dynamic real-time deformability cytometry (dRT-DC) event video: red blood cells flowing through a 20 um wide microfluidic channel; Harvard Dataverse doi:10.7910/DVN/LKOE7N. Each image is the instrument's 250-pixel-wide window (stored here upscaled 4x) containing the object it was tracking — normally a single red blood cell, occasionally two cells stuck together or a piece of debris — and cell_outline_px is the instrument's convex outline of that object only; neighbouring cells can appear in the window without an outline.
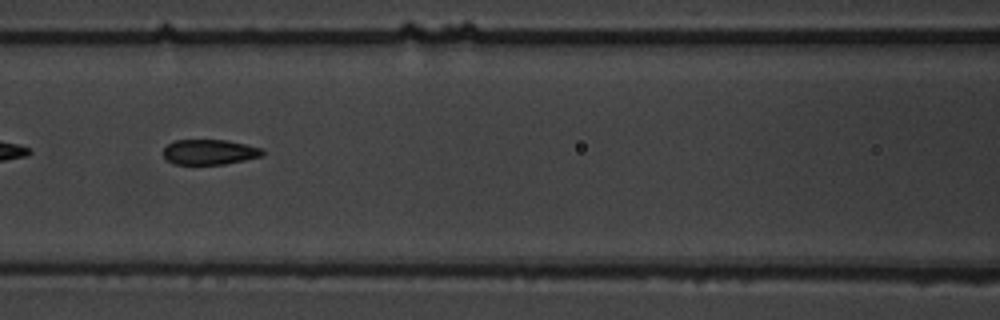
{"species": "common noctule bat (a hibernating species)", "species_latin": "Nyctalus noctula", "temperature_condition": "warm", "stored_images_in_passage": 15, "camera_frame_rate_fps": 3000, "um_per_image_px": 0.085, "animal": {"sex": "male", "body_mass_g": 19.5, "forearm_length_mm": 54.6}, "frame": {"image": 1, "passage_image": 7, "time_ms": 8.0, "image_size_px": [1000, 320], "cell_outline_px": [[264, 156], [224, 164], [176, 164], [164, 160], [164, 148], [168, 144], [176, 140], [228, 140], [264, 148]], "centroid_in_image_um": [17.84, 12.92], "position_along_channel_um": 148.8, "area_um2": 14.68}}
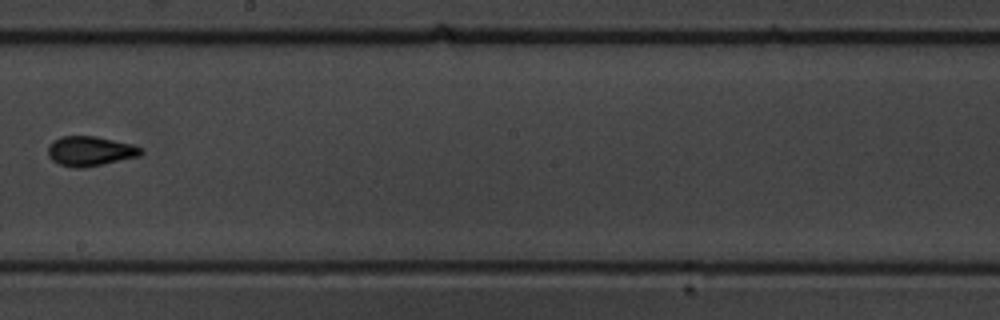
{"frame": {"image": 2, "passage_image": 9, "time_ms": 10.667, "image_size_px": [1000, 320], "cell_outline_px": [[144, 152], [140, 156], [104, 164], [84, 168], [76, 168], [60, 164], [52, 160], [48, 156], [48, 148], [52, 140], [60, 136], [96, 136], [132, 144], [140, 148]], "centroid_in_image_um": [7.65, 12.84], "position_along_channel_um": 240.5, "area_um2": 16.18}}
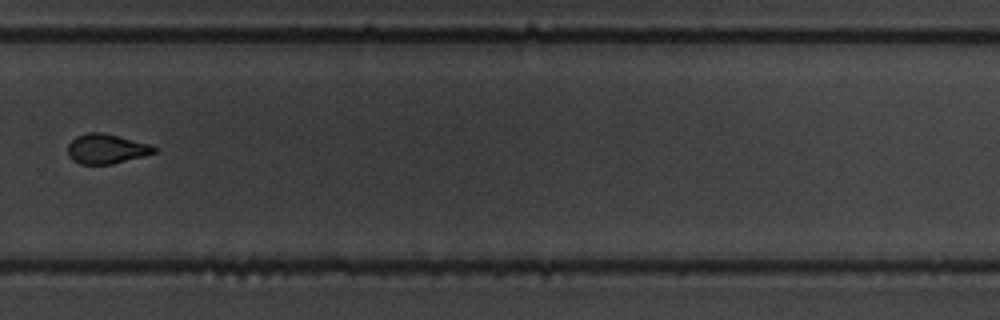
{"frame": {"image": 3, "passage_image": 11, "time_ms": 13.0, "image_size_px": [1000, 320], "cell_outline_px": [[156, 152], [112, 164], [80, 164], [72, 160], [68, 156], [68, 144], [76, 136], [88, 132], [100, 132], [152, 144], [156, 148]], "centroid_in_image_um": [9.02, 12.65], "position_along_channel_um": 320.8, "area_um2": 14.85}, "authors_computed_cell_mechanics": {"area_um2": 14.9702, "velocity_mm_per_s": 3.4549, "shape_relaxation_time_tau1_ms": 2.5996, "shape_relaxation_time_tau2_ms": 2.2896, "deformation_change_tau1": 0.0998, "deformation_change_tau2": 0.0418}}